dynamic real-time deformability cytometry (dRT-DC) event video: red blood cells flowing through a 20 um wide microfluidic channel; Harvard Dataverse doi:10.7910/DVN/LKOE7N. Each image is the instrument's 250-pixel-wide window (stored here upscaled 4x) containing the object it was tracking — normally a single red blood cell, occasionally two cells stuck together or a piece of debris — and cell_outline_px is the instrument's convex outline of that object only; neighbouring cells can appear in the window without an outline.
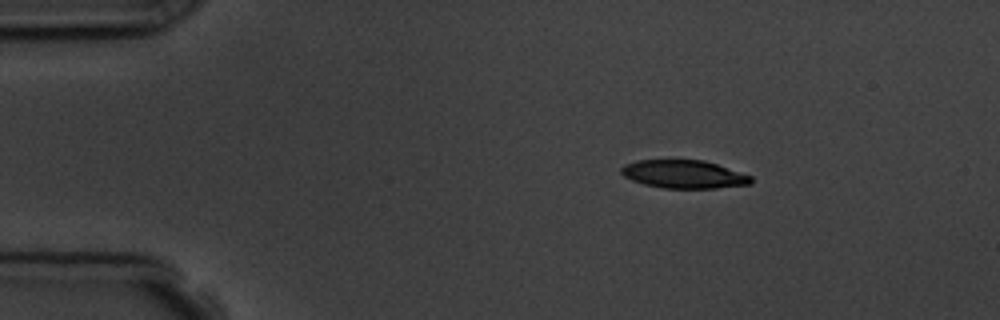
{"species": "common noctule bat (a hibernating species)", "species_latin": "Nyctalus noctula", "temperature_condition": "room temperature", "stored_images_in_passage": 3, "camera_frame_rate_fps": 3000, "um_per_image_px": 0.085, "animal": {"sex": "male", "body_mass_g": 19.5, "forearm_length_mm": 54.6}, "frame": {"image": 1, "passage_image": 1, "time_ms": 0.0, "image_size_px": [1000, 320], "cell_outline_px": [[752, 184], [716, 188], [664, 188], [644, 184], [632, 180], [624, 176], [620, 172], [620, 168], [624, 164], [636, 160], [704, 160], [752, 176]], "centroid_in_image_um": [58.11, 14.81], "position_along_channel_um": 26.9, "area_um2": 21.27}}